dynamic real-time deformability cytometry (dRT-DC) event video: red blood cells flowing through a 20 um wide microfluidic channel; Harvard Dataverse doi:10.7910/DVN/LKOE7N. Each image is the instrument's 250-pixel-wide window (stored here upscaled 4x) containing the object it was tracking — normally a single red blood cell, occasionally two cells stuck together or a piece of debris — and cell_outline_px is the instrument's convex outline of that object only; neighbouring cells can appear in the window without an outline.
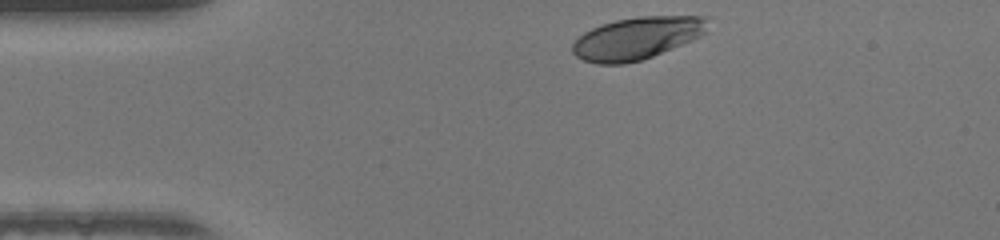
{"species": "human", "species_latin": "Homo sapiens", "temperature_condition": "warm", "stored_images_in_passage": 31, "camera_frame_rate_fps": 3000, "um_per_image_px": 0.085, "donor": {"sex": "female"}, "frame": {"image": 1, "passage_image": 1, "time_ms": 0.0, "image_size_px": [1000, 240], "cell_outline_px": [[708, 16], [704, 32], [700, 36], [692, 40], [652, 56], [640, 60], [624, 64], [596, 64], [584, 60], [576, 56], [572, 52], [572, 44], [584, 32], [592, 28], [616, 20], [640, 16]], "centroid_in_image_um": [54.11, 3.25], "position_along_channel_um": 30.9, "area_um2": 33.0}}
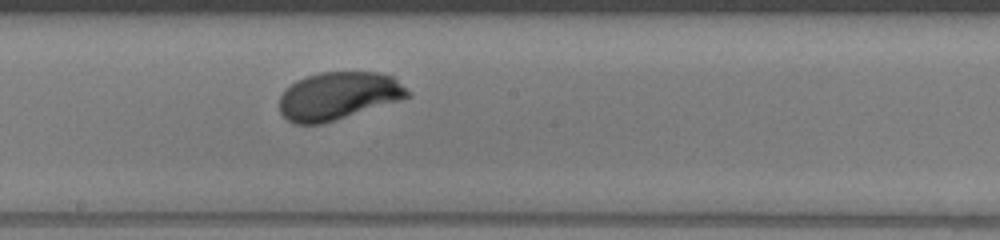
{"frame": {"image": 2, "passage_image": 18, "time_ms": 5.667, "image_size_px": [1000, 240], "cell_outline_px": [[412, 96], [400, 100], [324, 124], [296, 124], [288, 120], [280, 112], [280, 96], [296, 80], [304, 76], [320, 72], [380, 72], [392, 76], [412, 92]], "centroid_in_image_um": [28.79, 8.15], "position_along_channel_um": 219.4, "area_um2": 35.84}}
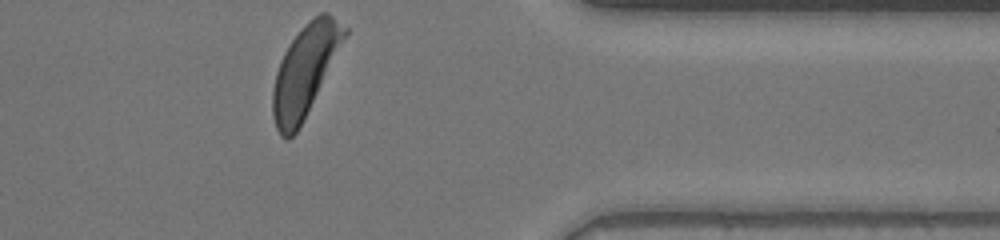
{"frame": {"image": 3, "passage_image": 31, "time_ms": 10.0, "image_size_px": [1000, 240], "cell_outline_px": [[348, 32], [296, 132], [288, 140], [284, 140], [280, 136], [276, 128], [272, 116], [272, 88], [276, 72], [280, 60], [284, 52], [292, 40], [304, 24], [308, 20], [320, 12], [328, 12], [348, 28]], "centroid_in_image_um": [25.88, 5.99], "position_along_channel_um": 385.5, "area_um2": 37.17}, "authors_computed_cell_mechanics": {"area_um2": 35.836, "velocity_mm_per_s": 4.2375, "shape_relaxation_time_tau1_ms": 2.093, "shape_relaxation_time_tau2_ms": null, "deformation_change_tau1": 0.1502, "deformation_change_tau2": null}}